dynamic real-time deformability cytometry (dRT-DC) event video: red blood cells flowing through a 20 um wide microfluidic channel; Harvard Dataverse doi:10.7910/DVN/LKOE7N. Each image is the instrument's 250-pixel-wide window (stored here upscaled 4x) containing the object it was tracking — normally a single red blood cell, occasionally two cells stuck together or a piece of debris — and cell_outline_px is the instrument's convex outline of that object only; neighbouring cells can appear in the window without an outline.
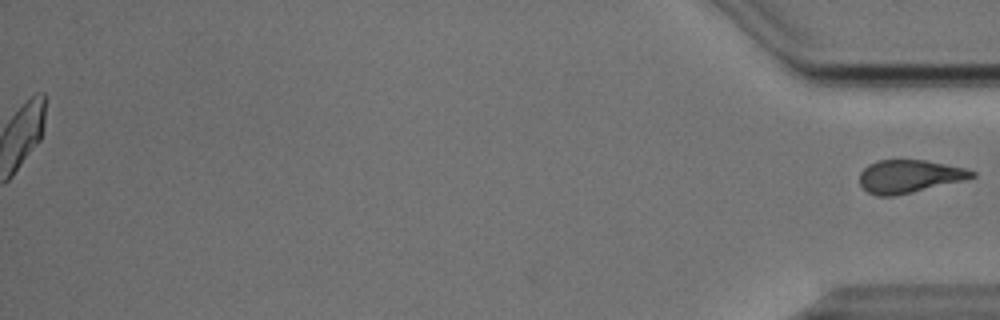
{"species": "Egyptian fruit bat (a non-hibernating species)", "species_latin": "Rousettus aegyptiacus", "temperature_condition": "cold", "stored_images_in_passage": 55, "segment_of_instrument_passage": [2, 2], "camera_frame_rate_fps": 3000, "um_per_image_px": 0.085, "animal": {"sex": "male"}, "frame": {"image": 1, "passage_image": 55, "time_ms": 18.0, "image_size_px": [1000, 320], "cell_outline_px": [[976, 176], [964, 180], [892, 196], [876, 196], [868, 192], [860, 184], [860, 172], [868, 164], [876, 160], [924, 160], [964, 168], [976, 172]], "centroid_in_image_um": [77.25, 14.98], "position_along_channel_um": 357.9, "area_um2": 21.27}}